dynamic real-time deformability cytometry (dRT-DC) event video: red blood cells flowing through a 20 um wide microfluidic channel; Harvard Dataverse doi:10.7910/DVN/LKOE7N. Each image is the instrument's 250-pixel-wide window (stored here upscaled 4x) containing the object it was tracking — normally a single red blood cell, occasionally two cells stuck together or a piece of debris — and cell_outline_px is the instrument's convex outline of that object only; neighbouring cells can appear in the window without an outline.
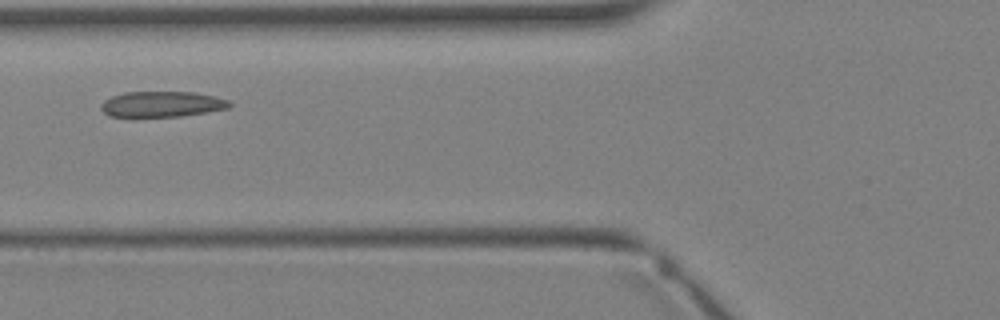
{"species": "Egyptian fruit bat (a non-hibernating species)", "species_latin": "Rousettus aegyptiacus", "temperature_condition": "warm", "stored_images_in_passage": 5, "camera_frame_rate_fps": 3000, "um_per_image_px": 0.085, "animal": {"sex": "female"}, "frame": {"image": 1, "passage_image": 5, "time_ms": 4.667, "image_size_px": [1000, 320], "cell_outline_px": [[232, 104], [228, 108], [208, 112], [180, 116], [108, 116], [100, 108], [100, 104], [104, 100], [112, 96], [124, 92], [192, 92], [216, 96], [228, 100]], "centroid_in_image_um": [13.76, 8.84], "position_along_channel_um": 112.0, "area_um2": 19.13}}